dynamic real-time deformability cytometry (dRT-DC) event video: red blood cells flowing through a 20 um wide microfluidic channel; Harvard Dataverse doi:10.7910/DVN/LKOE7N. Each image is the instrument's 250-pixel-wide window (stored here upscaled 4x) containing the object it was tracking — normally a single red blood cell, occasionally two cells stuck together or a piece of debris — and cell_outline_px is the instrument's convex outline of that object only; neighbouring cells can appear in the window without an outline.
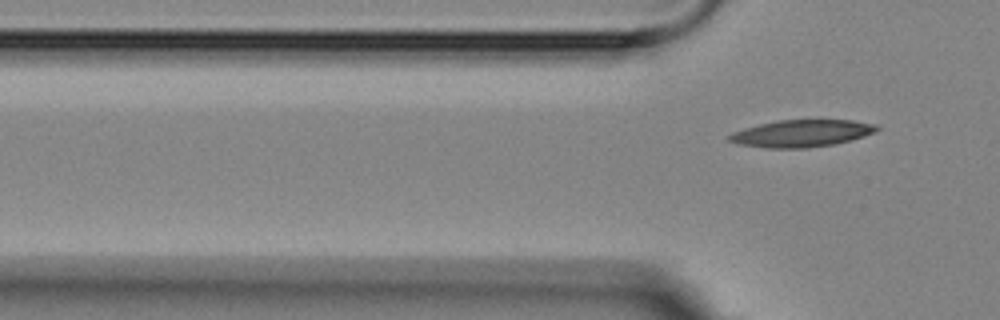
{"species": "Egyptian fruit bat (a non-hibernating species)", "species_latin": "Rousettus aegyptiacus", "temperature_condition": "room temperature", "stored_images_in_passage": 3, "camera_frame_rate_fps": 3000, "um_per_image_px": 0.085, "animal": {"sex": "female"}, "frame": {"image": 1, "passage_image": 3, "time_ms": 3.0, "image_size_px": [1000, 320], "cell_outline_px": [[880, 128], [876, 132], [864, 136], [832, 144], [808, 148], [768, 148], [740, 144], [728, 140], [728, 136], [732, 132], [744, 128], [776, 120], [852, 120], [876, 124]], "centroid_in_image_um": [68.14, 11.33], "position_along_channel_um": 57.7, "area_um2": 23.18}}